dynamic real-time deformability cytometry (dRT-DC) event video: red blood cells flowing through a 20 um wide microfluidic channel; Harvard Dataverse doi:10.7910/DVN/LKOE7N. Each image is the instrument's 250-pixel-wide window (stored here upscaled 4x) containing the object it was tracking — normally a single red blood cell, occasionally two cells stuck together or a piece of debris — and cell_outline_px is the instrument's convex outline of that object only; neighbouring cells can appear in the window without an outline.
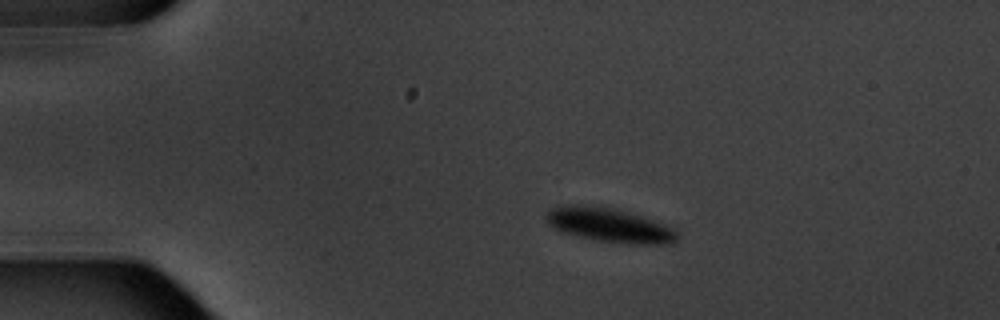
{"species": "common noctule bat (a hibernating species)", "species_latin": "Nyctalus noctula", "temperature_condition": "warm", "stored_images_in_passage": 6, "camera_frame_rate_fps": 3000, "um_per_image_px": 0.085, "animal": {"sex": "male", "body_mass_g": 20.1, "forearm_length_mm": 53.5}, "frame": {"image": 1, "passage_image": 4, "time_ms": 3.667, "image_size_px": [1000, 320], "cell_outline_px": [[676, 240], [672, 244], [628, 244], [592, 240], [560, 232], [548, 224], [544, 216], [552, 208], [568, 204], [572, 204], [612, 208], [628, 212], [664, 224], [672, 228], [676, 232]], "centroid_in_image_um": [51.74, 19.15], "position_along_channel_um": 33.3, "area_um2": 26.01}}